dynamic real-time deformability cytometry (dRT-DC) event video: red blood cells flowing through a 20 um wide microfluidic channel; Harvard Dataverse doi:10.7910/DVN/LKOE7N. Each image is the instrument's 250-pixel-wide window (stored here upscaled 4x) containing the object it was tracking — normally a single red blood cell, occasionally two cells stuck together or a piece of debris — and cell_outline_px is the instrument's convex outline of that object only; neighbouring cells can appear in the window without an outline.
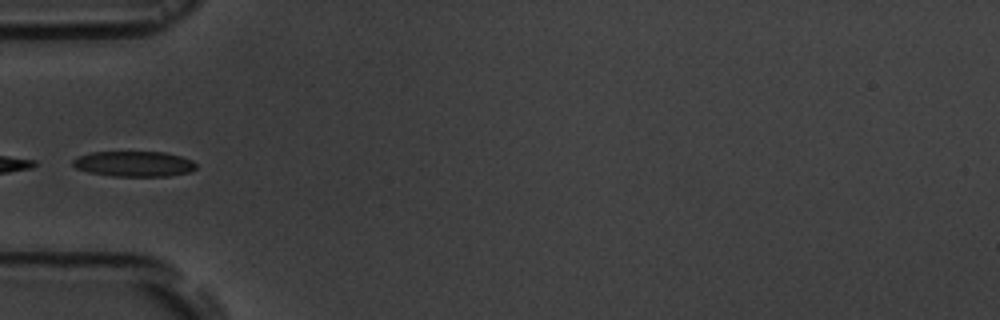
{"species": "common noctule bat (a hibernating species)", "species_latin": "Nyctalus noctula", "temperature_condition": "room temperature", "stored_images_in_passage": 17, "camera_frame_rate_fps": 3000, "um_per_image_px": 0.085, "animal": {"sex": "male", "body_mass_g": 19.5, "forearm_length_mm": 54.6}, "frame": {"image": 1, "passage_image": 6, "time_ms": 5.667, "image_size_px": [1000, 320], "cell_outline_px": [[196, 168], [192, 172], [168, 176], [112, 176], [88, 172], [76, 168], [72, 164], [72, 160], [80, 156], [92, 152], [164, 152], [180, 156], [192, 160], [196, 164]], "centroid_in_image_um": [11.41, 13.93], "position_along_channel_um": 73.6, "area_um2": 18.26}}
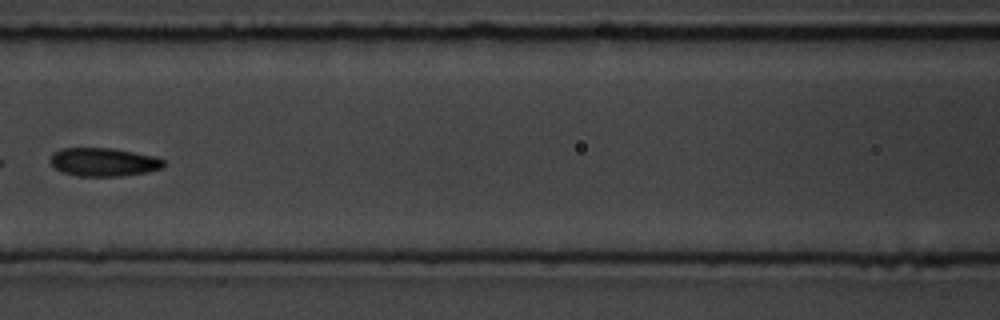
{"frame": {"image": 2, "passage_image": 8, "time_ms": 8.0, "image_size_px": [1000, 320], "cell_outline_px": [[164, 164], [160, 168], [148, 172], [120, 176], [76, 176], [64, 172], [56, 168], [52, 164], [52, 156], [60, 148], [112, 148], [156, 156], [164, 160]], "centroid_in_image_um": [8.84, 13.77], "position_along_channel_um": 157.8, "area_um2": 18.55}, "authors_computed_cell_mechanics": {"area_um2": 19.4208, "velocity_mm_per_s": 3.5988, "shape_relaxation_time_tau1_ms": 2.7686, "shape_relaxation_time_tau2_ms": 2.2876, "deformation_change_tau1": 0.1119, "deformation_change_tau2": 0.0925}}